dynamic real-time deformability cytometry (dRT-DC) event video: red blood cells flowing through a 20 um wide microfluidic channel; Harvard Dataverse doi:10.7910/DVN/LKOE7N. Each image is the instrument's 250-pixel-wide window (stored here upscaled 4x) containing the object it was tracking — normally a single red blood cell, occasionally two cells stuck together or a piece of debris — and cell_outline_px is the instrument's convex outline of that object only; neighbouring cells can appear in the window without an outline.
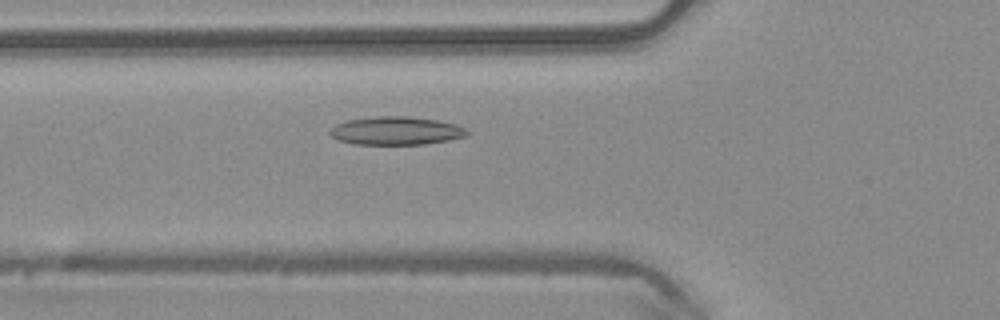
{"species": "common noctule bat (a hibernating species)", "species_latin": "Nyctalus noctula", "temperature_condition": "warm", "stored_images_in_passage": 48, "camera_frame_rate_fps": 3000, "um_per_image_px": 0.085, "animal": {"sex": "male", "body_mass_g": 20.4}, "frame": {"image": 1, "passage_image": 16, "time_ms": 5.0, "image_size_px": [1000, 320], "cell_outline_px": [[472, 132], [468, 136], [448, 140], [424, 144], [356, 144], [340, 140], [332, 136], [328, 132], [328, 128], [336, 124], [348, 120], [376, 116], [408, 116], [436, 120], [456, 124]], "centroid_in_image_um": [33.68, 11.11], "position_along_channel_um": 92.1, "area_um2": 22.6}}
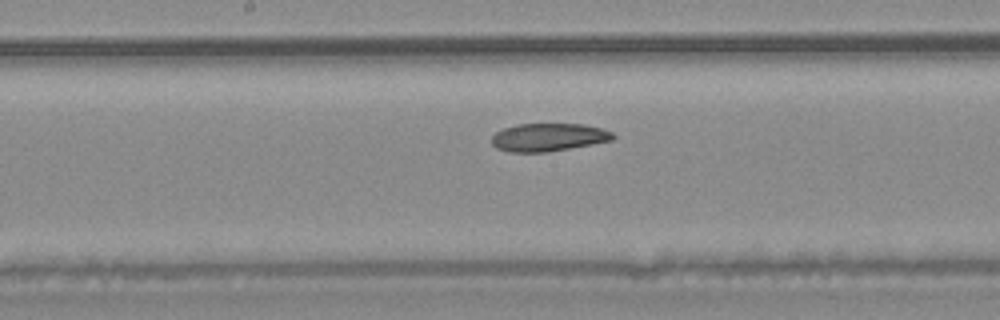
{"frame": {"image": 2, "passage_image": 24, "time_ms": 7.667, "image_size_px": [1000, 320], "cell_outline_px": [[616, 136], [612, 140], [592, 144], [548, 152], [508, 152], [496, 148], [492, 144], [492, 136], [496, 132], [504, 128], [516, 124], [584, 124], [600, 128], [612, 132]], "centroid_in_image_um": [46.6, 11.67], "position_along_channel_um": 201.6, "area_um2": 19.77}}
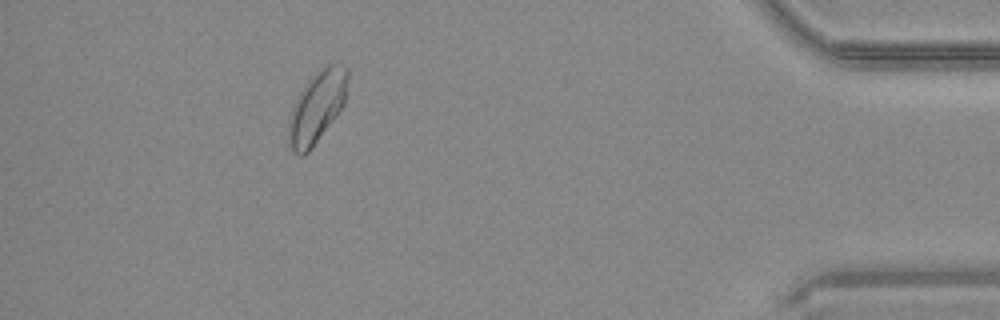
{"frame": {"image": 3, "passage_image": 43, "time_ms": 14.0, "image_size_px": [1000, 320], "cell_outline_px": [[348, 76], [344, 104], [336, 116], [308, 152], [304, 156], [300, 156], [292, 152], [288, 140], [288, 124], [292, 108], [300, 92], [308, 80], [316, 72], [328, 64], [344, 64], [348, 68]], "centroid_in_image_um": [26.94, 9.1], "position_along_channel_um": 408.3, "area_um2": 24.45}}